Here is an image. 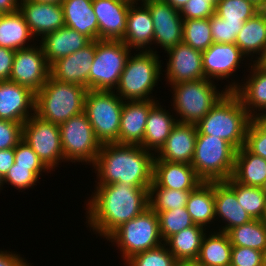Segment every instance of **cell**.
I'll list each match as a JSON object with an SVG mask.
<instances>
[{
	"instance_id": "6da1fadb",
	"label": "cell",
	"mask_w": 266,
	"mask_h": 266,
	"mask_svg": "<svg viewBox=\"0 0 266 266\" xmlns=\"http://www.w3.org/2000/svg\"><path fill=\"white\" fill-rule=\"evenodd\" d=\"M94 186V192L84 201V216L86 227L96 234V238L99 236L106 240L122 224L149 207V188L125 183Z\"/></svg>"
},
{
	"instance_id": "7a4b0ae2",
	"label": "cell",
	"mask_w": 266,
	"mask_h": 266,
	"mask_svg": "<svg viewBox=\"0 0 266 266\" xmlns=\"http://www.w3.org/2000/svg\"><path fill=\"white\" fill-rule=\"evenodd\" d=\"M155 154L140 145L104 143L91 166L96 185L125 183L149 188L153 181Z\"/></svg>"
},
{
	"instance_id": "3957f363",
	"label": "cell",
	"mask_w": 266,
	"mask_h": 266,
	"mask_svg": "<svg viewBox=\"0 0 266 266\" xmlns=\"http://www.w3.org/2000/svg\"><path fill=\"white\" fill-rule=\"evenodd\" d=\"M251 116L233 91H227L197 124L203 135L220 137L236 150L245 146L246 132Z\"/></svg>"
},
{
	"instance_id": "277c9868",
	"label": "cell",
	"mask_w": 266,
	"mask_h": 266,
	"mask_svg": "<svg viewBox=\"0 0 266 266\" xmlns=\"http://www.w3.org/2000/svg\"><path fill=\"white\" fill-rule=\"evenodd\" d=\"M133 53L127 59L114 92L124 101L157 100L153 91L163 80L161 56L152 51Z\"/></svg>"
},
{
	"instance_id": "5b68a950",
	"label": "cell",
	"mask_w": 266,
	"mask_h": 266,
	"mask_svg": "<svg viewBox=\"0 0 266 266\" xmlns=\"http://www.w3.org/2000/svg\"><path fill=\"white\" fill-rule=\"evenodd\" d=\"M87 90L81 85L60 82L50 76L35 94V115L60 125L84 112Z\"/></svg>"
},
{
	"instance_id": "8992f818",
	"label": "cell",
	"mask_w": 266,
	"mask_h": 266,
	"mask_svg": "<svg viewBox=\"0 0 266 266\" xmlns=\"http://www.w3.org/2000/svg\"><path fill=\"white\" fill-rule=\"evenodd\" d=\"M206 78L198 81H182L171 84L173 97L169 109H173L180 123L197 124L227 92L224 87Z\"/></svg>"
},
{
	"instance_id": "52a82bcc",
	"label": "cell",
	"mask_w": 266,
	"mask_h": 266,
	"mask_svg": "<svg viewBox=\"0 0 266 266\" xmlns=\"http://www.w3.org/2000/svg\"><path fill=\"white\" fill-rule=\"evenodd\" d=\"M236 152L224 139L197 131L191 166L204 182L226 181L233 175Z\"/></svg>"
},
{
	"instance_id": "ba28073f",
	"label": "cell",
	"mask_w": 266,
	"mask_h": 266,
	"mask_svg": "<svg viewBox=\"0 0 266 266\" xmlns=\"http://www.w3.org/2000/svg\"><path fill=\"white\" fill-rule=\"evenodd\" d=\"M107 241L117 247L124 263L137 253L162 245L157 213L148 207L117 228Z\"/></svg>"
},
{
	"instance_id": "9c48e42d",
	"label": "cell",
	"mask_w": 266,
	"mask_h": 266,
	"mask_svg": "<svg viewBox=\"0 0 266 266\" xmlns=\"http://www.w3.org/2000/svg\"><path fill=\"white\" fill-rule=\"evenodd\" d=\"M123 104L114 91L87 90L84 113L101 144L118 143Z\"/></svg>"
},
{
	"instance_id": "30bf717a",
	"label": "cell",
	"mask_w": 266,
	"mask_h": 266,
	"mask_svg": "<svg viewBox=\"0 0 266 266\" xmlns=\"http://www.w3.org/2000/svg\"><path fill=\"white\" fill-rule=\"evenodd\" d=\"M133 51L123 41L96 40V53L89 72V90L114 91Z\"/></svg>"
},
{
	"instance_id": "8fae6325",
	"label": "cell",
	"mask_w": 266,
	"mask_h": 266,
	"mask_svg": "<svg viewBox=\"0 0 266 266\" xmlns=\"http://www.w3.org/2000/svg\"><path fill=\"white\" fill-rule=\"evenodd\" d=\"M65 163L90 165L96 161L101 142L83 112L59 125Z\"/></svg>"
},
{
	"instance_id": "7c38bea8",
	"label": "cell",
	"mask_w": 266,
	"mask_h": 266,
	"mask_svg": "<svg viewBox=\"0 0 266 266\" xmlns=\"http://www.w3.org/2000/svg\"><path fill=\"white\" fill-rule=\"evenodd\" d=\"M22 138L50 171L65 162L59 125L34 114L23 123Z\"/></svg>"
},
{
	"instance_id": "4fadbf2b",
	"label": "cell",
	"mask_w": 266,
	"mask_h": 266,
	"mask_svg": "<svg viewBox=\"0 0 266 266\" xmlns=\"http://www.w3.org/2000/svg\"><path fill=\"white\" fill-rule=\"evenodd\" d=\"M202 62L205 78L212 79L214 82L215 80L228 81V84L224 85L225 90L228 92L234 91L240 84V78L237 81L233 80L234 76H237V71L241 68L240 64L245 65L247 63L248 65L246 64L245 66L251 64L250 59L246 57L236 44L222 43H213L207 50L202 51Z\"/></svg>"
},
{
	"instance_id": "5bb4252c",
	"label": "cell",
	"mask_w": 266,
	"mask_h": 266,
	"mask_svg": "<svg viewBox=\"0 0 266 266\" xmlns=\"http://www.w3.org/2000/svg\"><path fill=\"white\" fill-rule=\"evenodd\" d=\"M50 77V65L37 42L33 46L16 50L10 81L27 87L35 94Z\"/></svg>"
},
{
	"instance_id": "9a60e30c",
	"label": "cell",
	"mask_w": 266,
	"mask_h": 266,
	"mask_svg": "<svg viewBox=\"0 0 266 266\" xmlns=\"http://www.w3.org/2000/svg\"><path fill=\"white\" fill-rule=\"evenodd\" d=\"M151 13L156 44L166 52L183 42V18L180 11L171 7L165 0H149L144 2Z\"/></svg>"
},
{
	"instance_id": "2e32d148",
	"label": "cell",
	"mask_w": 266,
	"mask_h": 266,
	"mask_svg": "<svg viewBox=\"0 0 266 266\" xmlns=\"http://www.w3.org/2000/svg\"><path fill=\"white\" fill-rule=\"evenodd\" d=\"M165 59V84L171 85L182 81H198L204 79L202 51L193 49L184 42L168 49Z\"/></svg>"
},
{
	"instance_id": "e0dca14e",
	"label": "cell",
	"mask_w": 266,
	"mask_h": 266,
	"mask_svg": "<svg viewBox=\"0 0 266 266\" xmlns=\"http://www.w3.org/2000/svg\"><path fill=\"white\" fill-rule=\"evenodd\" d=\"M96 53V40L82 49L54 61L50 65V76L60 82L81 85L89 90V72Z\"/></svg>"
},
{
	"instance_id": "ac0fdd59",
	"label": "cell",
	"mask_w": 266,
	"mask_h": 266,
	"mask_svg": "<svg viewBox=\"0 0 266 266\" xmlns=\"http://www.w3.org/2000/svg\"><path fill=\"white\" fill-rule=\"evenodd\" d=\"M19 12L23 15L31 34L37 41L46 34L65 26L62 4L20 0Z\"/></svg>"
},
{
	"instance_id": "d6986e66",
	"label": "cell",
	"mask_w": 266,
	"mask_h": 266,
	"mask_svg": "<svg viewBox=\"0 0 266 266\" xmlns=\"http://www.w3.org/2000/svg\"><path fill=\"white\" fill-rule=\"evenodd\" d=\"M127 0H93L98 21V40L122 41L127 31Z\"/></svg>"
},
{
	"instance_id": "ffe728a7",
	"label": "cell",
	"mask_w": 266,
	"mask_h": 266,
	"mask_svg": "<svg viewBox=\"0 0 266 266\" xmlns=\"http://www.w3.org/2000/svg\"><path fill=\"white\" fill-rule=\"evenodd\" d=\"M34 114V92L10 80L0 82V119L23 124Z\"/></svg>"
},
{
	"instance_id": "44dd1931",
	"label": "cell",
	"mask_w": 266,
	"mask_h": 266,
	"mask_svg": "<svg viewBox=\"0 0 266 266\" xmlns=\"http://www.w3.org/2000/svg\"><path fill=\"white\" fill-rule=\"evenodd\" d=\"M154 27L149 8L143 2H132L127 14V31L123 42L129 49L159 53L153 45Z\"/></svg>"
},
{
	"instance_id": "7402d4cb",
	"label": "cell",
	"mask_w": 266,
	"mask_h": 266,
	"mask_svg": "<svg viewBox=\"0 0 266 266\" xmlns=\"http://www.w3.org/2000/svg\"><path fill=\"white\" fill-rule=\"evenodd\" d=\"M196 124L180 123L173 127L165 144L155 154L154 161L191 164L196 145Z\"/></svg>"
},
{
	"instance_id": "603a6c76",
	"label": "cell",
	"mask_w": 266,
	"mask_h": 266,
	"mask_svg": "<svg viewBox=\"0 0 266 266\" xmlns=\"http://www.w3.org/2000/svg\"><path fill=\"white\" fill-rule=\"evenodd\" d=\"M214 201L217 225L214 230L227 233L253 220L239 204L236 193L224 181L214 182Z\"/></svg>"
},
{
	"instance_id": "cb8c5ba5",
	"label": "cell",
	"mask_w": 266,
	"mask_h": 266,
	"mask_svg": "<svg viewBox=\"0 0 266 266\" xmlns=\"http://www.w3.org/2000/svg\"><path fill=\"white\" fill-rule=\"evenodd\" d=\"M158 101L160 98L159 100L124 101L118 137L119 144L142 145L148 114Z\"/></svg>"
},
{
	"instance_id": "d4e9b609",
	"label": "cell",
	"mask_w": 266,
	"mask_h": 266,
	"mask_svg": "<svg viewBox=\"0 0 266 266\" xmlns=\"http://www.w3.org/2000/svg\"><path fill=\"white\" fill-rule=\"evenodd\" d=\"M153 182L162 188L192 191L203 181L191 164L154 161Z\"/></svg>"
},
{
	"instance_id": "484cf974",
	"label": "cell",
	"mask_w": 266,
	"mask_h": 266,
	"mask_svg": "<svg viewBox=\"0 0 266 266\" xmlns=\"http://www.w3.org/2000/svg\"><path fill=\"white\" fill-rule=\"evenodd\" d=\"M92 40L66 26L48 33L38 40L49 65L88 45Z\"/></svg>"
},
{
	"instance_id": "4316f807",
	"label": "cell",
	"mask_w": 266,
	"mask_h": 266,
	"mask_svg": "<svg viewBox=\"0 0 266 266\" xmlns=\"http://www.w3.org/2000/svg\"><path fill=\"white\" fill-rule=\"evenodd\" d=\"M248 68L246 70L249 74L242 78L244 80H240L239 86L233 92L252 117L266 105V68L258 62H251Z\"/></svg>"
},
{
	"instance_id": "83f0119b",
	"label": "cell",
	"mask_w": 266,
	"mask_h": 266,
	"mask_svg": "<svg viewBox=\"0 0 266 266\" xmlns=\"http://www.w3.org/2000/svg\"><path fill=\"white\" fill-rule=\"evenodd\" d=\"M159 102L150 109L141 145L142 148L154 154L165 144L173 127L178 122L172 109L170 110L172 112L171 114L169 109L167 110Z\"/></svg>"
},
{
	"instance_id": "f1b7e54d",
	"label": "cell",
	"mask_w": 266,
	"mask_h": 266,
	"mask_svg": "<svg viewBox=\"0 0 266 266\" xmlns=\"http://www.w3.org/2000/svg\"><path fill=\"white\" fill-rule=\"evenodd\" d=\"M185 207L195 225L202 226L208 231L214 230L211 228L216 226L214 182L203 181L192 190Z\"/></svg>"
},
{
	"instance_id": "f546056e",
	"label": "cell",
	"mask_w": 266,
	"mask_h": 266,
	"mask_svg": "<svg viewBox=\"0 0 266 266\" xmlns=\"http://www.w3.org/2000/svg\"><path fill=\"white\" fill-rule=\"evenodd\" d=\"M93 0H63L65 26L78 31L91 40H98V21Z\"/></svg>"
},
{
	"instance_id": "4dcf8cb0",
	"label": "cell",
	"mask_w": 266,
	"mask_h": 266,
	"mask_svg": "<svg viewBox=\"0 0 266 266\" xmlns=\"http://www.w3.org/2000/svg\"><path fill=\"white\" fill-rule=\"evenodd\" d=\"M36 41L19 10L14 13L0 14L1 47L19 50L33 46L37 43Z\"/></svg>"
},
{
	"instance_id": "1f68e13d",
	"label": "cell",
	"mask_w": 266,
	"mask_h": 266,
	"mask_svg": "<svg viewBox=\"0 0 266 266\" xmlns=\"http://www.w3.org/2000/svg\"><path fill=\"white\" fill-rule=\"evenodd\" d=\"M235 44L251 62H257L266 51V21L258 13L249 18L238 33Z\"/></svg>"
},
{
	"instance_id": "d6a6232c",
	"label": "cell",
	"mask_w": 266,
	"mask_h": 266,
	"mask_svg": "<svg viewBox=\"0 0 266 266\" xmlns=\"http://www.w3.org/2000/svg\"><path fill=\"white\" fill-rule=\"evenodd\" d=\"M232 178L245 186L262 187L266 181V159L242 146L236 152Z\"/></svg>"
},
{
	"instance_id": "836d02e7",
	"label": "cell",
	"mask_w": 266,
	"mask_h": 266,
	"mask_svg": "<svg viewBox=\"0 0 266 266\" xmlns=\"http://www.w3.org/2000/svg\"><path fill=\"white\" fill-rule=\"evenodd\" d=\"M206 233L207 229L194 224L168 237L164 244L177 262L197 260Z\"/></svg>"
},
{
	"instance_id": "e575fe53",
	"label": "cell",
	"mask_w": 266,
	"mask_h": 266,
	"mask_svg": "<svg viewBox=\"0 0 266 266\" xmlns=\"http://www.w3.org/2000/svg\"><path fill=\"white\" fill-rule=\"evenodd\" d=\"M205 234L197 261L202 266H230L232 245L226 232L209 230Z\"/></svg>"
},
{
	"instance_id": "d590c367",
	"label": "cell",
	"mask_w": 266,
	"mask_h": 266,
	"mask_svg": "<svg viewBox=\"0 0 266 266\" xmlns=\"http://www.w3.org/2000/svg\"><path fill=\"white\" fill-rule=\"evenodd\" d=\"M233 247H248L266 251V222L253 219L227 232Z\"/></svg>"
},
{
	"instance_id": "8d00e7d4",
	"label": "cell",
	"mask_w": 266,
	"mask_h": 266,
	"mask_svg": "<svg viewBox=\"0 0 266 266\" xmlns=\"http://www.w3.org/2000/svg\"><path fill=\"white\" fill-rule=\"evenodd\" d=\"M224 182L236 193L239 204L252 219H265L266 195L261 187L242 185L232 177Z\"/></svg>"
},
{
	"instance_id": "74e56055",
	"label": "cell",
	"mask_w": 266,
	"mask_h": 266,
	"mask_svg": "<svg viewBox=\"0 0 266 266\" xmlns=\"http://www.w3.org/2000/svg\"><path fill=\"white\" fill-rule=\"evenodd\" d=\"M191 191L157 186L153 181L148 189L149 207L156 213L185 207Z\"/></svg>"
},
{
	"instance_id": "f35d334b",
	"label": "cell",
	"mask_w": 266,
	"mask_h": 266,
	"mask_svg": "<svg viewBox=\"0 0 266 266\" xmlns=\"http://www.w3.org/2000/svg\"><path fill=\"white\" fill-rule=\"evenodd\" d=\"M183 42L199 51L213 44L210 19H188L183 22Z\"/></svg>"
},
{
	"instance_id": "ab89813d",
	"label": "cell",
	"mask_w": 266,
	"mask_h": 266,
	"mask_svg": "<svg viewBox=\"0 0 266 266\" xmlns=\"http://www.w3.org/2000/svg\"><path fill=\"white\" fill-rule=\"evenodd\" d=\"M256 13L258 9L248 0H220L215 9V14L225 22L239 24H244Z\"/></svg>"
},
{
	"instance_id": "60d3db41",
	"label": "cell",
	"mask_w": 266,
	"mask_h": 266,
	"mask_svg": "<svg viewBox=\"0 0 266 266\" xmlns=\"http://www.w3.org/2000/svg\"><path fill=\"white\" fill-rule=\"evenodd\" d=\"M159 230L163 241L173 234L194 225L186 207L157 213Z\"/></svg>"
},
{
	"instance_id": "b9f144b4",
	"label": "cell",
	"mask_w": 266,
	"mask_h": 266,
	"mask_svg": "<svg viewBox=\"0 0 266 266\" xmlns=\"http://www.w3.org/2000/svg\"><path fill=\"white\" fill-rule=\"evenodd\" d=\"M123 264L125 266H176L177 261L163 243L156 248L133 255Z\"/></svg>"
},
{
	"instance_id": "7bdbcfd3",
	"label": "cell",
	"mask_w": 266,
	"mask_h": 266,
	"mask_svg": "<svg viewBox=\"0 0 266 266\" xmlns=\"http://www.w3.org/2000/svg\"><path fill=\"white\" fill-rule=\"evenodd\" d=\"M209 19L213 43L235 44L237 35L244 24L225 22L216 14Z\"/></svg>"
},
{
	"instance_id": "ee69618b",
	"label": "cell",
	"mask_w": 266,
	"mask_h": 266,
	"mask_svg": "<svg viewBox=\"0 0 266 266\" xmlns=\"http://www.w3.org/2000/svg\"><path fill=\"white\" fill-rule=\"evenodd\" d=\"M4 184L11 185V187L17 189L19 192L29 190L37 186L40 179L31 171V166H16L14 165L7 172L3 178Z\"/></svg>"
},
{
	"instance_id": "f6af8a7d",
	"label": "cell",
	"mask_w": 266,
	"mask_h": 266,
	"mask_svg": "<svg viewBox=\"0 0 266 266\" xmlns=\"http://www.w3.org/2000/svg\"><path fill=\"white\" fill-rule=\"evenodd\" d=\"M16 166H31V171L40 179L46 172L51 171L43 164L33 149L22 139L14 148Z\"/></svg>"
},
{
	"instance_id": "bcb514c9",
	"label": "cell",
	"mask_w": 266,
	"mask_h": 266,
	"mask_svg": "<svg viewBox=\"0 0 266 266\" xmlns=\"http://www.w3.org/2000/svg\"><path fill=\"white\" fill-rule=\"evenodd\" d=\"M245 147L253 154L266 159V125H255L250 122Z\"/></svg>"
},
{
	"instance_id": "7dc6e473",
	"label": "cell",
	"mask_w": 266,
	"mask_h": 266,
	"mask_svg": "<svg viewBox=\"0 0 266 266\" xmlns=\"http://www.w3.org/2000/svg\"><path fill=\"white\" fill-rule=\"evenodd\" d=\"M22 123L0 119V150L15 148L22 138Z\"/></svg>"
},
{
	"instance_id": "c3c4849f",
	"label": "cell",
	"mask_w": 266,
	"mask_h": 266,
	"mask_svg": "<svg viewBox=\"0 0 266 266\" xmlns=\"http://www.w3.org/2000/svg\"><path fill=\"white\" fill-rule=\"evenodd\" d=\"M263 253L248 247H232L230 266H262Z\"/></svg>"
},
{
	"instance_id": "681fc988",
	"label": "cell",
	"mask_w": 266,
	"mask_h": 266,
	"mask_svg": "<svg viewBox=\"0 0 266 266\" xmlns=\"http://www.w3.org/2000/svg\"><path fill=\"white\" fill-rule=\"evenodd\" d=\"M216 7L208 0H189L180 15L183 20L188 19H206L215 14Z\"/></svg>"
},
{
	"instance_id": "f907efd6",
	"label": "cell",
	"mask_w": 266,
	"mask_h": 266,
	"mask_svg": "<svg viewBox=\"0 0 266 266\" xmlns=\"http://www.w3.org/2000/svg\"><path fill=\"white\" fill-rule=\"evenodd\" d=\"M16 50L0 46V82L9 80Z\"/></svg>"
},
{
	"instance_id": "816d5d0a",
	"label": "cell",
	"mask_w": 266,
	"mask_h": 266,
	"mask_svg": "<svg viewBox=\"0 0 266 266\" xmlns=\"http://www.w3.org/2000/svg\"><path fill=\"white\" fill-rule=\"evenodd\" d=\"M16 251L0 249V266H32L27 259L21 257Z\"/></svg>"
},
{
	"instance_id": "f5cc1de1",
	"label": "cell",
	"mask_w": 266,
	"mask_h": 266,
	"mask_svg": "<svg viewBox=\"0 0 266 266\" xmlns=\"http://www.w3.org/2000/svg\"><path fill=\"white\" fill-rule=\"evenodd\" d=\"M15 163L14 148L0 150V175L4 178Z\"/></svg>"
},
{
	"instance_id": "db71d44e",
	"label": "cell",
	"mask_w": 266,
	"mask_h": 266,
	"mask_svg": "<svg viewBox=\"0 0 266 266\" xmlns=\"http://www.w3.org/2000/svg\"><path fill=\"white\" fill-rule=\"evenodd\" d=\"M20 0H0V14L14 13L19 10Z\"/></svg>"
},
{
	"instance_id": "11a10c76",
	"label": "cell",
	"mask_w": 266,
	"mask_h": 266,
	"mask_svg": "<svg viewBox=\"0 0 266 266\" xmlns=\"http://www.w3.org/2000/svg\"><path fill=\"white\" fill-rule=\"evenodd\" d=\"M251 121L255 125H266V105H264L251 117Z\"/></svg>"
},
{
	"instance_id": "9f6ffc18",
	"label": "cell",
	"mask_w": 266,
	"mask_h": 266,
	"mask_svg": "<svg viewBox=\"0 0 266 266\" xmlns=\"http://www.w3.org/2000/svg\"><path fill=\"white\" fill-rule=\"evenodd\" d=\"M171 7L181 11L189 0H165Z\"/></svg>"
},
{
	"instance_id": "6f0895ef",
	"label": "cell",
	"mask_w": 266,
	"mask_h": 266,
	"mask_svg": "<svg viewBox=\"0 0 266 266\" xmlns=\"http://www.w3.org/2000/svg\"><path fill=\"white\" fill-rule=\"evenodd\" d=\"M176 266H202L197 260L178 261Z\"/></svg>"
},
{
	"instance_id": "680465c9",
	"label": "cell",
	"mask_w": 266,
	"mask_h": 266,
	"mask_svg": "<svg viewBox=\"0 0 266 266\" xmlns=\"http://www.w3.org/2000/svg\"><path fill=\"white\" fill-rule=\"evenodd\" d=\"M258 14L266 21V0L258 7Z\"/></svg>"
},
{
	"instance_id": "91938a15",
	"label": "cell",
	"mask_w": 266,
	"mask_h": 266,
	"mask_svg": "<svg viewBox=\"0 0 266 266\" xmlns=\"http://www.w3.org/2000/svg\"><path fill=\"white\" fill-rule=\"evenodd\" d=\"M39 3L62 4L63 0H31Z\"/></svg>"
},
{
	"instance_id": "94428289",
	"label": "cell",
	"mask_w": 266,
	"mask_h": 266,
	"mask_svg": "<svg viewBox=\"0 0 266 266\" xmlns=\"http://www.w3.org/2000/svg\"><path fill=\"white\" fill-rule=\"evenodd\" d=\"M261 66L266 68V51L264 55L257 61Z\"/></svg>"
},
{
	"instance_id": "6125c7cd",
	"label": "cell",
	"mask_w": 266,
	"mask_h": 266,
	"mask_svg": "<svg viewBox=\"0 0 266 266\" xmlns=\"http://www.w3.org/2000/svg\"><path fill=\"white\" fill-rule=\"evenodd\" d=\"M250 1L257 9L264 2V0H248Z\"/></svg>"
},
{
	"instance_id": "be15d7a7",
	"label": "cell",
	"mask_w": 266,
	"mask_h": 266,
	"mask_svg": "<svg viewBox=\"0 0 266 266\" xmlns=\"http://www.w3.org/2000/svg\"><path fill=\"white\" fill-rule=\"evenodd\" d=\"M3 185H4L3 178H2V176L0 175V191L3 190V188H4Z\"/></svg>"
},
{
	"instance_id": "e7e4bbea",
	"label": "cell",
	"mask_w": 266,
	"mask_h": 266,
	"mask_svg": "<svg viewBox=\"0 0 266 266\" xmlns=\"http://www.w3.org/2000/svg\"><path fill=\"white\" fill-rule=\"evenodd\" d=\"M262 266H266V251L263 253V262Z\"/></svg>"
},
{
	"instance_id": "03108f58",
	"label": "cell",
	"mask_w": 266,
	"mask_h": 266,
	"mask_svg": "<svg viewBox=\"0 0 266 266\" xmlns=\"http://www.w3.org/2000/svg\"><path fill=\"white\" fill-rule=\"evenodd\" d=\"M210 3H212L215 7L217 6L218 2L220 0H208Z\"/></svg>"
},
{
	"instance_id": "003e7915",
	"label": "cell",
	"mask_w": 266,
	"mask_h": 266,
	"mask_svg": "<svg viewBox=\"0 0 266 266\" xmlns=\"http://www.w3.org/2000/svg\"><path fill=\"white\" fill-rule=\"evenodd\" d=\"M261 188H262V190L264 191V193L266 195V181H265V183L263 184V186Z\"/></svg>"
},
{
	"instance_id": "a7ac6f4b",
	"label": "cell",
	"mask_w": 266,
	"mask_h": 266,
	"mask_svg": "<svg viewBox=\"0 0 266 266\" xmlns=\"http://www.w3.org/2000/svg\"><path fill=\"white\" fill-rule=\"evenodd\" d=\"M127 1H129V2H140V0H127Z\"/></svg>"
},
{
	"instance_id": "89a4df30",
	"label": "cell",
	"mask_w": 266,
	"mask_h": 266,
	"mask_svg": "<svg viewBox=\"0 0 266 266\" xmlns=\"http://www.w3.org/2000/svg\"><path fill=\"white\" fill-rule=\"evenodd\" d=\"M147 1H149V0H140V2H143V3H144V2H147Z\"/></svg>"
}]
</instances>
